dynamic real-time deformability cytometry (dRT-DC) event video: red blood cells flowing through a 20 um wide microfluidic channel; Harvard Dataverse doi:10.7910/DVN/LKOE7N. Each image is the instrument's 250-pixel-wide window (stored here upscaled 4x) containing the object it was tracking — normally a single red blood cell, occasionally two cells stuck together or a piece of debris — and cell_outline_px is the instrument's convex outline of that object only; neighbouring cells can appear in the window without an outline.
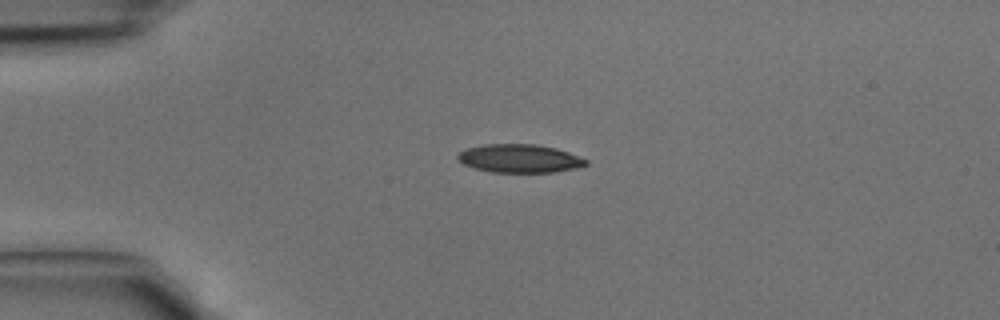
{"species": "common noctule bat (a hibernating species)", "species_latin": "Nyctalus noctula", "temperature_condition": "cold", "stored_images_in_passage": 33, "camera_frame_rate_fps": 3000, "um_per_image_px": 0.085, "animal": {"sex": "male", "body_mass_g": 15.6}, "frame": {"image": 1, "passage_image": 1, "time_ms": 0.0, "image_size_px": [1000, 320], "cell_outline_px": [[588, 164], [576, 168], [552, 172], [492, 172], [472, 168], [464, 164], [456, 156], [460, 152], [468, 148], [484, 144], [536, 144], [556, 148], [568, 152], [588, 160]], "centroid_in_image_um": [44.17, 13.47], "position_along_channel_um": 40.8, "area_um2": 21.1}}
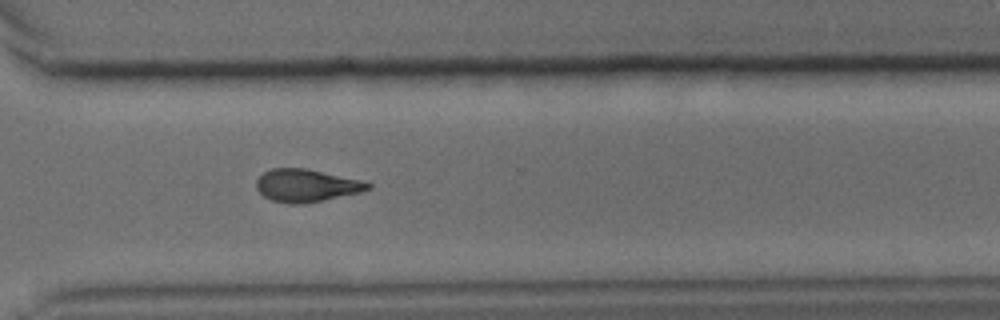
{"frame": {"image": 2, "passage_image": 22, "time_ms": 7.0, "image_size_px": [1000, 320], "cell_outline_px": [[372, 188], [360, 192], [304, 204], [288, 204], [272, 200], [264, 196], [256, 188], [256, 180], [264, 172], [272, 168], [304, 168], [368, 180], [372, 184]], "centroid_in_image_um": [26.1, 15.76], "position_along_channel_um": 344.5, "area_um2": 21.5}}
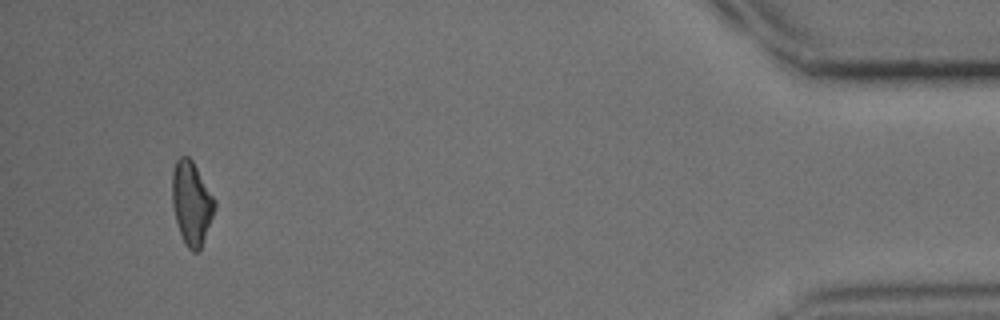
{"frame": {"image": 3, "passage_image": 31, "time_ms": 10.0, "image_size_px": [1000, 320], "cell_outline_px": [[216, 208], [200, 248], [196, 252], [192, 252], [184, 244], [176, 220], [172, 204], [172, 172], [176, 160], [180, 156], [188, 156], [192, 160], [216, 200]], "centroid_in_image_um": [16.28, 17.24], "position_along_channel_um": 418.9, "area_um2": 20.58}}